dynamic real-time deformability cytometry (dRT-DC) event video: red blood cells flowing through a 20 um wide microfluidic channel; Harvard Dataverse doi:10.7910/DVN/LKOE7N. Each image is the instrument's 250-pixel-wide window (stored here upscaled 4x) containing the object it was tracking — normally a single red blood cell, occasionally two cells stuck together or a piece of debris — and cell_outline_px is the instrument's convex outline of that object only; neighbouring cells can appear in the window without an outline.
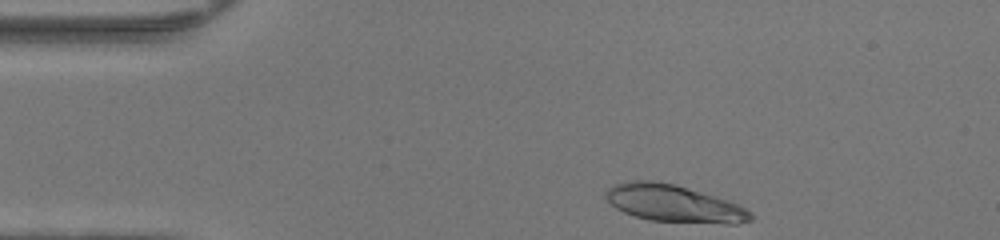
{"species": "human", "species_latin": "Homo sapiens", "temperature_condition": "warm", "stored_images_in_passage": 32, "camera_frame_rate_fps": 3000, "um_per_image_px": 0.085, "donor": {"sex": "female"}, "frame": {"image": 1, "passage_image": 1, "time_ms": 0.0, "image_size_px": [1000, 240], "cell_outline_px": [[752, 220], [736, 224], [724, 224], [648, 220], [624, 212], [616, 208], [604, 196], [604, 192], [612, 184], [628, 180], [652, 180], [676, 184], [728, 200], [752, 212]], "centroid_in_image_um": [57.25, 17.29], "position_along_channel_um": 27.7, "area_um2": 31.56}}
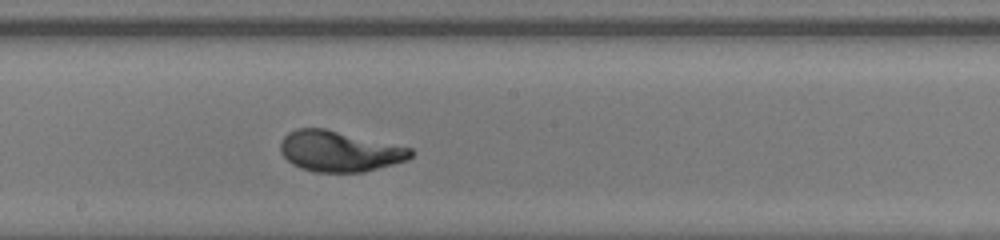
{"frame": {"image": 2, "passage_image": 19, "time_ms": 6.0, "image_size_px": [1000, 240], "cell_outline_px": [[416, 152], [408, 160], [364, 172], [316, 172], [300, 168], [292, 164], [280, 152], [280, 144], [284, 136], [288, 132], [296, 128], [324, 128], [412, 148]], "centroid_in_image_um": [28.86, 12.86], "position_along_channel_um": 219.3, "area_um2": 30.98}}
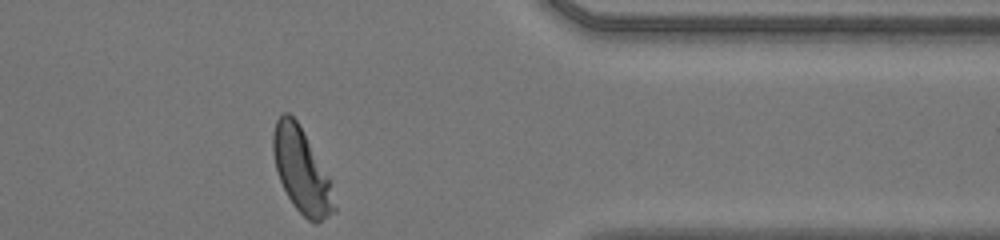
{"frame": {"image": 3, "passage_image": 32, "time_ms": 10.333, "image_size_px": [1000, 240], "cell_outline_px": [[336, 212], [316, 224], [308, 220], [292, 204], [280, 180], [276, 168], [272, 152], [272, 132], [276, 120], [284, 112], [288, 112], [296, 120], [328, 176], [336, 208]], "centroid_in_image_um": [25.61, 14.52], "position_along_channel_um": 385.8, "area_um2": 29.54}, "authors_computed_cell_mechanics": {"area_um2": 30.5184, "velocity_mm_per_s": 4.2538, "shape_relaxation_time_tau1_ms": 2.7957, "shape_relaxation_time_tau2_ms": null, "deformation_change_tau1": 0.2001, "deformation_change_tau2": null}}